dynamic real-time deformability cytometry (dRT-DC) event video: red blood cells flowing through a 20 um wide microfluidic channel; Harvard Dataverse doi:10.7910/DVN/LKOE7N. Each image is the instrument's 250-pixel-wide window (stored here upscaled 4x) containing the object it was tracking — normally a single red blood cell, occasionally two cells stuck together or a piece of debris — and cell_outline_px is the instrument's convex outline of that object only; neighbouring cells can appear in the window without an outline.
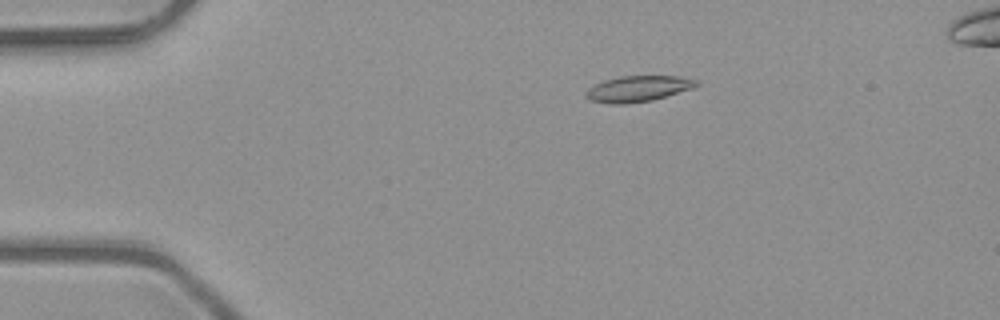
{"species": "common noctule bat (a hibernating species)", "species_latin": "Nyctalus noctula", "temperature_condition": "room temperature", "stored_images_in_passage": 6, "camera_frame_rate_fps": 3000, "um_per_image_px": 0.085, "animal": {"sex": "male", "body_mass_g": 23.1, "forearm_length_mm": 52.7}, "frame": {"image": 1, "passage_image": 4, "time_ms": 1.0, "image_size_px": [1000, 320], "cell_outline_px": [[700, 84], [692, 88], [652, 100], [624, 104], [612, 104], [588, 100], [584, 96], [584, 92], [588, 88], [604, 80], [620, 76], [680, 76], [700, 80]], "centroid_in_image_um": [54.22, 7.54], "position_along_channel_um": 30.8, "area_um2": 16.76}}
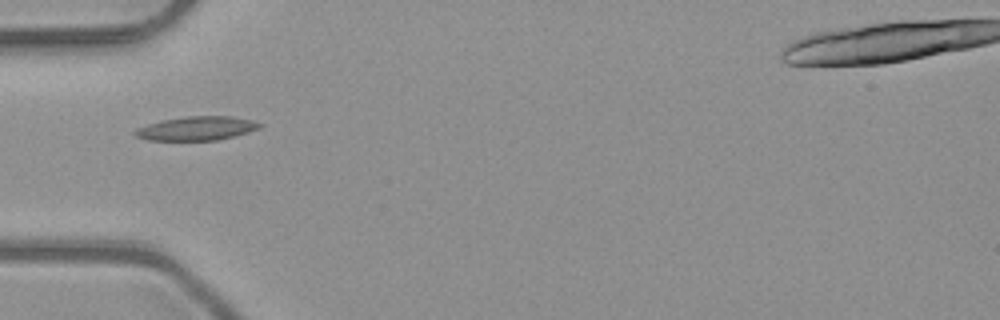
{"frame": {"image": 2, "passage_image": 6, "time_ms": 1.667, "image_size_px": [1000, 320], "cell_outline_px": [[264, 124], [260, 128], [248, 132], [216, 140], [148, 140], [136, 136], [132, 132], [136, 128], [160, 120], [184, 116], [232, 116], [252, 120]], "centroid_in_image_um": [16.7, 10.9], "position_along_channel_um": 68.3, "area_um2": 17.4}}